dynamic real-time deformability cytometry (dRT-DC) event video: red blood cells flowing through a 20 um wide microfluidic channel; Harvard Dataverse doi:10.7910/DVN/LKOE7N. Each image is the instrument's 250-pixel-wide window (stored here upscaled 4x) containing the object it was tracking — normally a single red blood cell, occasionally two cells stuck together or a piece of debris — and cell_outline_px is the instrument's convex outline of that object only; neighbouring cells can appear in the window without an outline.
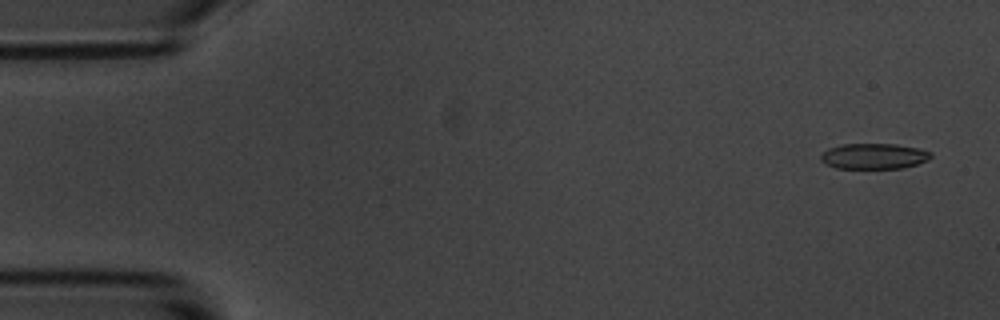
{"species": "common noctule bat (a hibernating species)", "species_latin": "Nyctalus noctula", "temperature_condition": "room temperature", "stored_images_in_passage": 8, "camera_frame_rate_fps": 3000, "um_per_image_px": 0.085, "animal": {"sex": "male", "body_mass_g": 20.1, "forearm_length_mm": 53.5}, "frame": {"image": 1, "passage_image": 1, "time_ms": 0.0, "image_size_px": [1000, 320], "cell_outline_px": [[932, 156], [928, 160], [904, 168], [836, 168], [824, 164], [820, 160], [820, 156], [828, 148], [844, 144], [896, 144], [920, 148], [932, 152]], "centroid_in_image_um": [74.29, 13.27], "position_along_channel_um": 10.7, "area_um2": 16.53}}
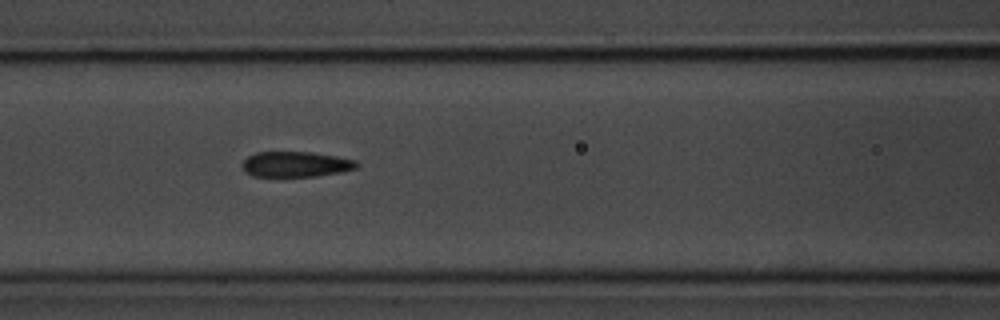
{"frame": {"image": 2, "passage_image": 7, "time_ms": 7.0, "image_size_px": [1000, 320], "cell_outline_px": [[356, 168], [340, 172], [316, 176], [252, 176], [244, 172], [240, 164], [248, 156], [256, 152], [312, 152], [336, 156], [356, 160]], "centroid_in_image_um": [25.08, 13.96], "position_along_channel_um": 141.5, "area_um2": 16.94}}
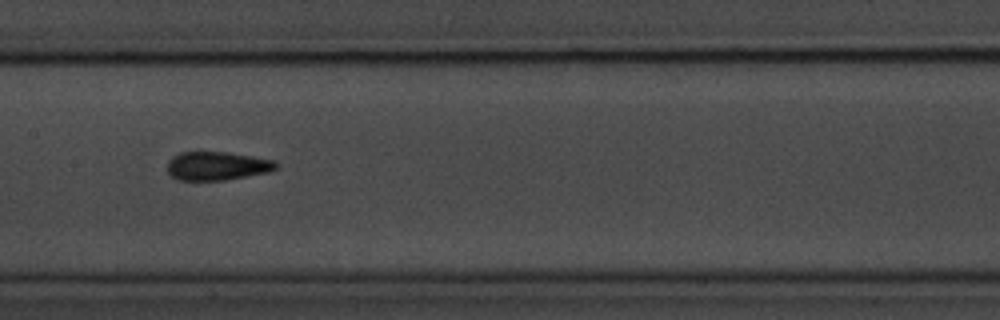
{"frame": {"image": 3, "passage_image": 8, "time_ms": 8.333, "image_size_px": [1000, 320], "cell_outline_px": [[280, 164], [276, 168], [268, 172], [224, 180], [176, 180], [168, 172], [168, 160], [172, 156], [180, 152], [228, 152], [276, 160]], "centroid_in_image_um": [18.46, 14.09], "position_along_channel_um": 188.9, "area_um2": 18.21}}